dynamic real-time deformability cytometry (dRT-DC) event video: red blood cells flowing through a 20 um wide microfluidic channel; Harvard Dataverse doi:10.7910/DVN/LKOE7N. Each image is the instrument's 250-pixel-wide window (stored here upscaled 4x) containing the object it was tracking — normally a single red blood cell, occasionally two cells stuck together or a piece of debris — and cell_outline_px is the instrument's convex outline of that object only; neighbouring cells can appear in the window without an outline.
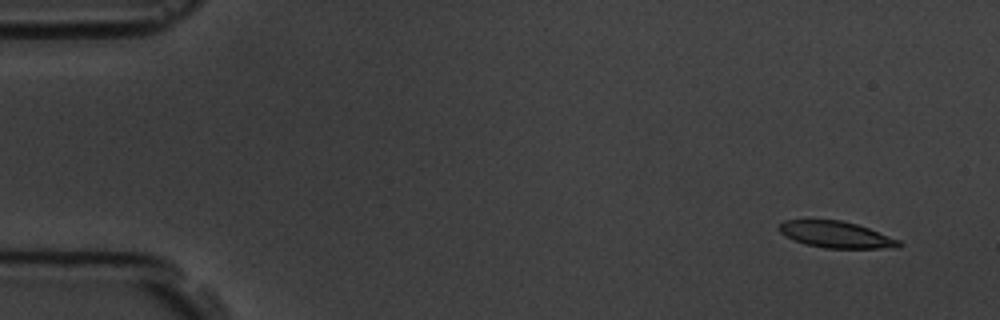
{"species": "common noctule bat (a hibernating species)", "species_latin": "Nyctalus noctula", "temperature_condition": "room temperature", "stored_images_in_passage": 4, "camera_frame_rate_fps": 3000, "um_per_image_px": 0.085, "animal": {"sex": "male", "body_mass_g": 19.5, "forearm_length_mm": 54.6}, "frame": {"image": 1, "passage_image": 1, "time_ms": 0.0, "image_size_px": [1000, 320], "cell_outline_px": [[904, 244], [900, 248], [824, 248], [792, 240], [784, 236], [780, 232], [780, 224], [784, 220], [840, 220], [856, 224], [868, 228], [900, 240]], "centroid_in_image_um": [71.1, 19.95], "position_along_channel_um": 13.9, "area_um2": 18.44}}
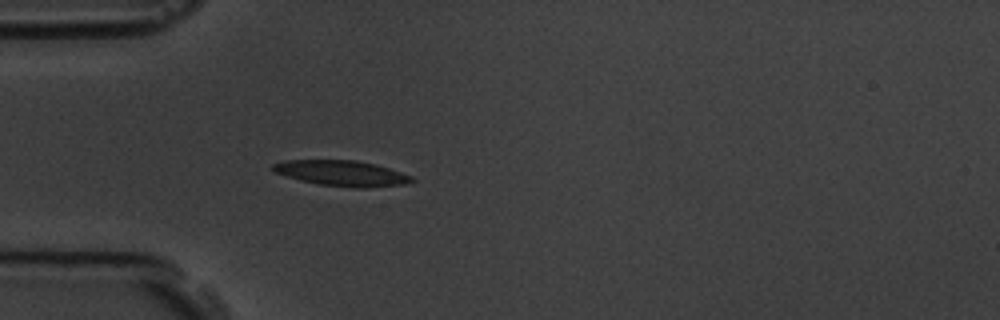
{"frame": {"image": 2, "passage_image": 4, "time_ms": 4.333, "image_size_px": [1000, 320], "cell_outline_px": [[416, 180], [408, 184], [364, 188], [356, 188], [316, 184], [300, 180], [276, 172], [272, 168], [272, 164], [284, 160], [356, 160], [376, 164], [412, 176]], "centroid_in_image_um": [29.09, 14.73], "position_along_channel_um": 55.9, "area_um2": 20.69}}